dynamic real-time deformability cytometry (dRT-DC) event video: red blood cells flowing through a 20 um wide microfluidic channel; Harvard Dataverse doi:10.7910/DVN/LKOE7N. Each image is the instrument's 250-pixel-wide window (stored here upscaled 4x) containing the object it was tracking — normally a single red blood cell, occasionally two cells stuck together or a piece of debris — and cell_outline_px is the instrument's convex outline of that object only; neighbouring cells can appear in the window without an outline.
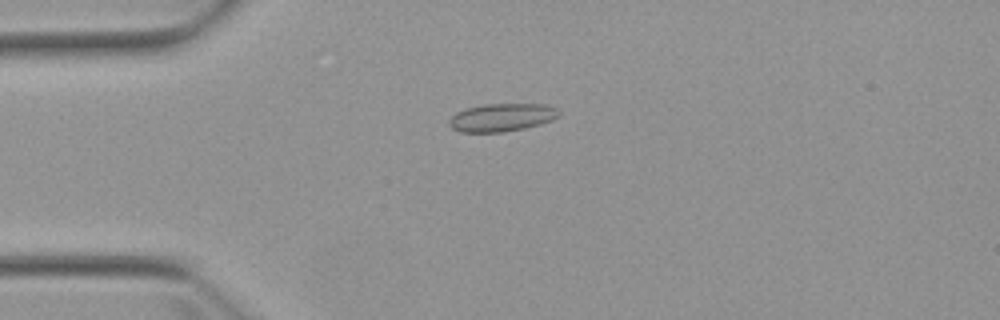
{"species": "Egyptian fruit bat (a non-hibernating species)", "species_latin": "Rousettus aegyptiacus", "temperature_condition": "warm", "stored_images_in_passage": 4, "camera_frame_rate_fps": 3000, "um_per_image_px": 0.085, "animal": {"sex": "female"}, "frame": {"image": 1, "passage_image": 3, "time_ms": 2.333, "image_size_px": [1000, 320], "cell_outline_px": [[560, 116], [552, 120], [540, 124], [524, 128], [504, 132], [460, 132], [452, 128], [448, 124], [448, 120], [456, 112], [464, 108], [484, 104], [548, 104], [556, 108], [560, 112]], "centroid_in_image_um": [42.65, 9.97], "position_along_channel_um": 42.4, "area_um2": 18.09}}